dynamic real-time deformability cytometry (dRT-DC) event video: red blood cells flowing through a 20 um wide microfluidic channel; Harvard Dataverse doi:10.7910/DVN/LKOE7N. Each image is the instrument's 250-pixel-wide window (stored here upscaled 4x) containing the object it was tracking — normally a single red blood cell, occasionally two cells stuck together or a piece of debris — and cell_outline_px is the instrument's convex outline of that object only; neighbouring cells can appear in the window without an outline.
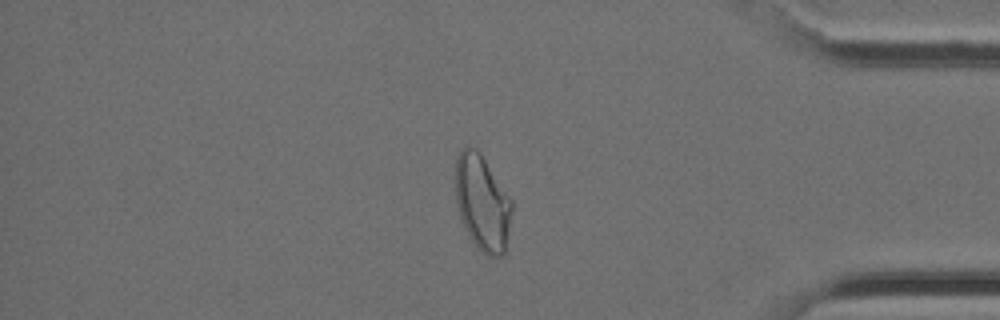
{"species": "Egyptian fruit bat (a non-hibernating species)", "species_latin": "Rousettus aegyptiacus", "temperature_condition": "cold", "stored_images_in_passage": 40, "camera_frame_rate_fps": 3000, "um_per_image_px": 0.085, "animal": {"sex": "female"}, "frame": {"image": 1, "passage_image": 34, "time_ms": 11.0, "image_size_px": [1000, 320], "cell_outline_px": [[512, 212], [504, 256], [488, 256], [480, 252], [476, 248], [468, 236], [460, 216], [456, 200], [452, 176], [456, 156], [460, 148], [464, 144], [468, 144], [476, 148], [480, 152], [512, 200]], "centroid_in_image_um": [40.94, 17.18], "position_along_channel_um": 394.3, "area_um2": 32.48}}